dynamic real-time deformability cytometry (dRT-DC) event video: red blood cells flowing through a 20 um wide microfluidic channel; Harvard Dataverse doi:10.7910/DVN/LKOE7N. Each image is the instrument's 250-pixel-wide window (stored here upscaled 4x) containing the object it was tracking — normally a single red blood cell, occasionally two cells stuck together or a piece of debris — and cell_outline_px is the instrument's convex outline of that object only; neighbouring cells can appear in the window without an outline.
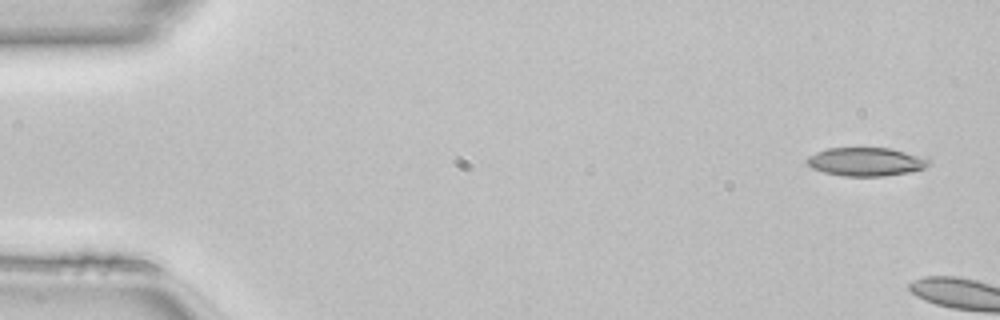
{"species": "common noctule bat (a hibernating species)", "species_latin": "Nyctalus noctula", "temperature_condition": "room temperature", "stored_images_in_passage": 6, "camera_frame_rate_fps": 3000, "um_per_image_px": 0.085, "animal": {"sex": "female", "body_mass_g": 22.7, "forearm_length_mm": 54.2}, "frame": {"image": 1, "passage_image": 4, "time_ms": 1.0, "image_size_px": [1000, 320], "cell_outline_px": [[916, 168], [896, 172], [836, 172], [848, 148], [876, 148], [896, 152], [904, 156]], "centroid_in_image_um": [74.25, 13.7], "position_along_channel_um": 10.8, "area_um2": 10.69}}